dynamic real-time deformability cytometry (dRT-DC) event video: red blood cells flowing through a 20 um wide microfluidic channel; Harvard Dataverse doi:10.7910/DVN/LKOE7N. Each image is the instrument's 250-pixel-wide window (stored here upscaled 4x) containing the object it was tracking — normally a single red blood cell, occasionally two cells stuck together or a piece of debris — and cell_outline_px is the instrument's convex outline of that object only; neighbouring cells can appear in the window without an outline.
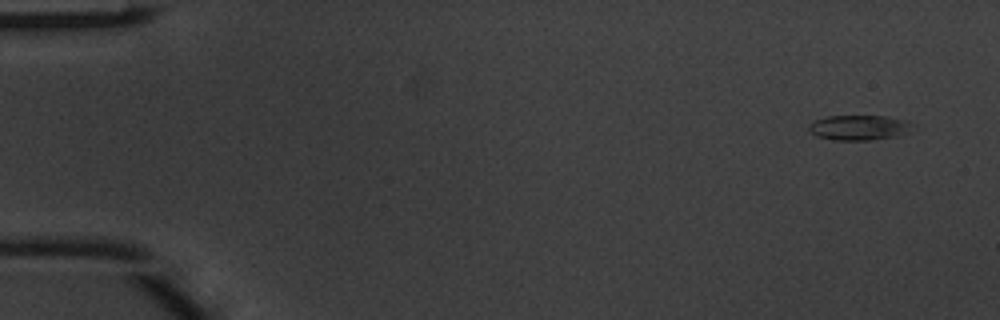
{"species": "common noctule bat (a hibernating species)", "species_latin": "Nyctalus noctula", "temperature_condition": "warm", "stored_images_in_passage": 6, "camera_frame_rate_fps": 3000, "um_per_image_px": 0.085, "animal": {"sex": "male", "body_mass_g": 20.1, "forearm_length_mm": 53.5}, "frame": {"image": 1, "passage_image": 1, "time_ms": 0.0, "image_size_px": [1000, 320], "cell_outline_px": [[912, 132], [896, 136], [872, 140], [832, 140], [816, 136], [808, 128], [808, 124], [816, 120], [828, 116], [884, 116], [908, 120]], "centroid_in_image_um": [73.02, 10.85], "position_along_channel_um": 12.0, "area_um2": 15.14}}
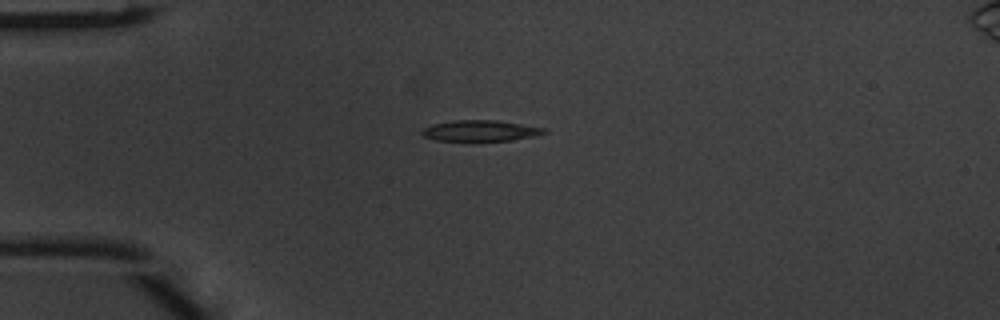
{"frame": {"image": 2, "passage_image": 4, "time_ms": 1.0, "image_size_px": [1000, 320], "cell_outline_px": [[548, 132], [532, 136], [512, 140], [436, 140], [424, 136], [420, 132], [424, 128], [432, 124], [452, 120], [496, 120], [548, 128]], "centroid_in_image_um": [40.85, 11.09], "position_along_channel_um": 44.2, "area_um2": 14.74}}